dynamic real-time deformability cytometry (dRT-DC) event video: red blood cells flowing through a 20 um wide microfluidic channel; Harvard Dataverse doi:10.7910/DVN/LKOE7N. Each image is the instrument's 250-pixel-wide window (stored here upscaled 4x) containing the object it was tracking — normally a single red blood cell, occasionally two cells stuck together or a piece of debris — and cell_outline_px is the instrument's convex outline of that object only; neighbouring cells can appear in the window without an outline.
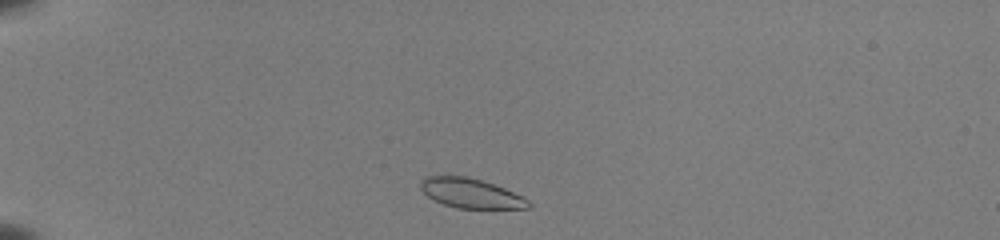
{"species": "common noctule bat (a hibernating species)", "species_latin": "Nyctalus noctula", "temperature_condition": "room temperature", "stored_images_in_passage": 40, "camera_frame_rate_fps": 3000, "um_per_image_px": 0.085, "animal": {"sex": "female", "body_mass_g": 22.0, "forearm_length_mm": 56.7}, "frame": {"image": 1, "passage_image": 2, "time_ms": 0.333, "image_size_px": [1000, 240], "cell_outline_px": [[532, 204], [528, 208], [456, 208], [432, 200], [420, 188], [420, 180], [428, 176], [464, 176], [480, 180], [504, 188], [524, 196]], "centroid_in_image_um": [40.01, 16.43], "position_along_channel_um": 45.0, "area_um2": 18.5}}
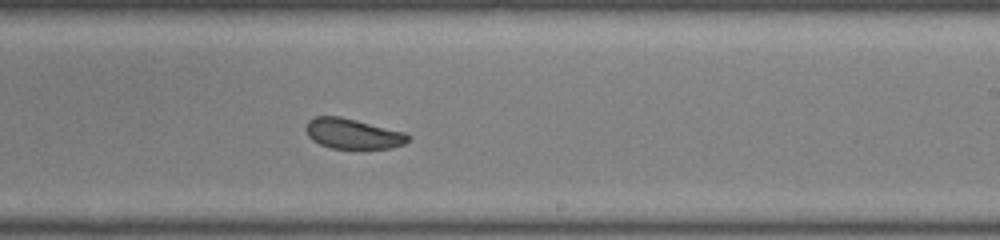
{"frame": {"image": 2, "passage_image": 22, "time_ms": 7.0, "image_size_px": [1000, 240], "cell_outline_px": [[412, 136], [404, 144], [392, 148], [328, 148], [312, 140], [308, 136], [304, 128], [308, 120], [316, 116], [340, 116], [404, 132]], "centroid_in_image_um": [29.96, 11.36], "position_along_channel_um": 259.0, "area_um2": 18.03}}
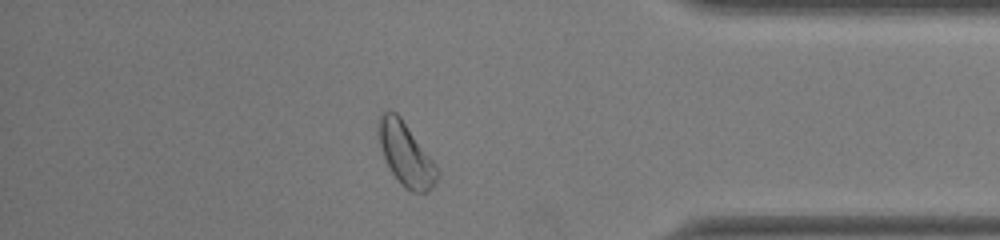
{"frame": {"image": 3, "passage_image": 34, "time_ms": 11.0, "image_size_px": [1000, 240], "cell_outline_px": [[440, 176], [432, 188], [428, 192], [412, 192], [400, 184], [392, 172], [384, 156], [380, 144], [376, 128], [376, 120], [384, 112], [396, 112], [400, 116], [432, 160], [440, 172]], "centroid_in_image_um": [34.49, 13.12], "position_along_channel_um": 400.7, "area_um2": 21.33}, "authors_computed_cell_mechanics": {"area_um2": 19.4208, "velocity_mm_per_s": 3.942, "shape_relaxation_time_tau1_ms": 1.8363, "shape_relaxation_time_tau2_ms": 2.2414, "deformation_change_tau1": 0.0675, "deformation_change_tau2": 0.0696}}